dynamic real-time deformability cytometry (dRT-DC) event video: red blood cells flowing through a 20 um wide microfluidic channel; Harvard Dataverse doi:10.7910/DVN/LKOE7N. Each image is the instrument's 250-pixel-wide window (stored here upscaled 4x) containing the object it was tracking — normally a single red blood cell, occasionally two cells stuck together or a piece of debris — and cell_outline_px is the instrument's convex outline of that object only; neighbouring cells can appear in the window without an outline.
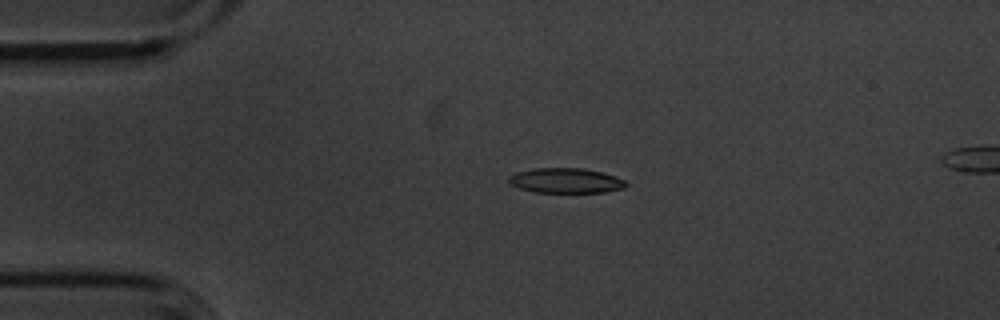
{"species": "common noctule bat (a hibernating species)", "species_latin": "Nyctalus noctula", "temperature_condition": "cold", "stored_images_in_passage": 5, "camera_frame_rate_fps": 3000, "um_per_image_px": 0.085, "animal": {"sex": "male", "body_mass_g": 20.1, "forearm_length_mm": 53.5}, "frame": {"image": 1, "passage_image": 4, "time_ms": 1.0, "image_size_px": [1000, 320], "cell_outline_px": [[628, 184], [624, 188], [604, 192], [532, 192], [508, 184], [508, 176], [516, 172], [532, 168], [584, 168], [616, 176], [624, 180]], "centroid_in_image_um": [48.05, 15.35], "position_along_channel_um": 36.9, "area_um2": 17.17}}